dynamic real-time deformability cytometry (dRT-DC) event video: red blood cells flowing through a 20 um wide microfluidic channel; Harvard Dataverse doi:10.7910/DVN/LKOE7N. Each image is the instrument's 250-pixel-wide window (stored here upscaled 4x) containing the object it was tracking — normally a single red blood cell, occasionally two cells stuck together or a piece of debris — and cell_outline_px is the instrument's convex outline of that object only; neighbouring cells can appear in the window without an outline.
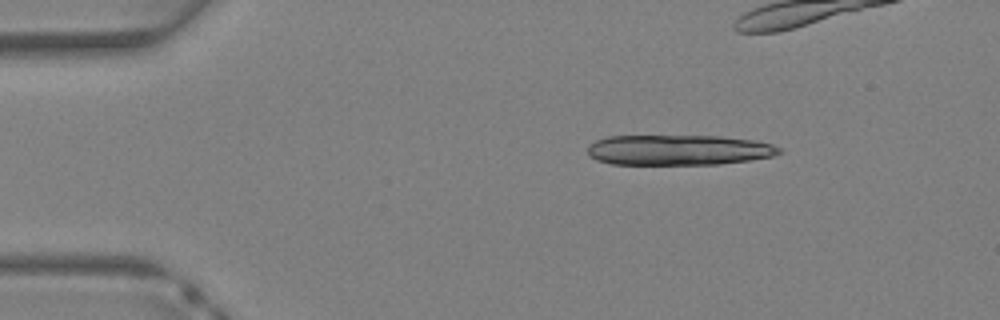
{"species": "Egyptian fruit bat (a non-hibernating species)", "species_latin": "Rousettus aegyptiacus", "temperature_condition": "warm", "stored_images_in_passage": 9, "camera_frame_rate_fps": 3000, "um_per_image_px": 0.085, "animal": {"sex": "female"}, "frame": {"image": 1, "passage_image": 1, "time_ms": 0.0, "image_size_px": [1000, 320], "cell_outline_px": [[784, 152], [772, 156], [748, 160], [720, 164], [612, 164], [596, 160], [588, 156], [588, 148], [596, 140], [608, 136], [720, 136], [752, 140], [772, 144], [780, 148]], "centroid_in_image_um": [57.68, 12.75], "position_along_channel_um": 27.3, "area_um2": 33.81}}